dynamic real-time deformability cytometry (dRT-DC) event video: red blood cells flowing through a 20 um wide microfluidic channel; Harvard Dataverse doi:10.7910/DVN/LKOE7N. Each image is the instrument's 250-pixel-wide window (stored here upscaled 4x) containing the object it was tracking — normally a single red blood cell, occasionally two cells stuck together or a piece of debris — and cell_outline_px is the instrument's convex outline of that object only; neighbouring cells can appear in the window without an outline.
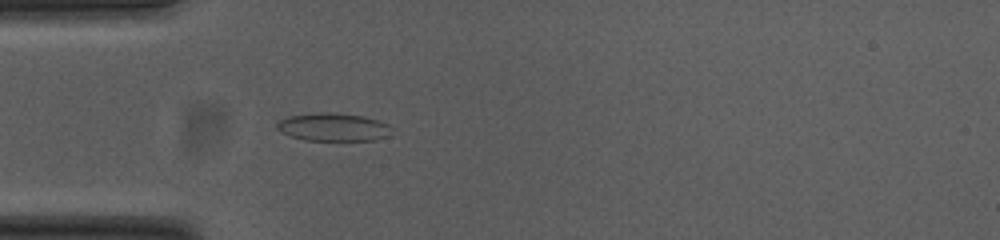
{"species": "common noctule bat (a hibernating species)", "species_latin": "Nyctalus noctula", "temperature_condition": "cold", "stored_images_in_passage": 39, "camera_frame_rate_fps": 3000, "um_per_image_px": 0.085, "animal": {"sex": "female", "body_mass_g": 23.0, "forearm_length_mm": 53.4}, "frame": {"image": 1, "passage_image": 1, "time_ms": 0.0, "image_size_px": [1000, 240], "cell_outline_px": [[388, 136], [376, 140], [304, 140], [292, 136], [276, 128], [276, 124], [280, 120], [288, 116], [320, 112], [328, 112], [364, 116], [388, 124]], "centroid_in_image_um": [28.3, 10.8], "position_along_channel_um": 56.7, "area_um2": 18.38}}
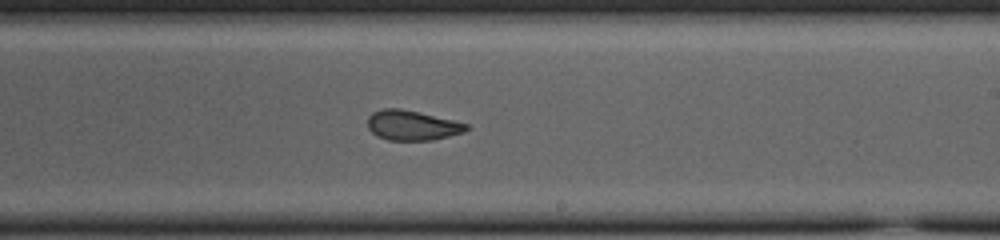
{"frame": {"image": 2, "passage_image": 17, "time_ms": 5.333, "image_size_px": [1000, 240], "cell_outline_px": [[468, 128], [464, 132], [432, 140], [388, 140], [376, 136], [368, 128], [368, 116], [372, 112], [384, 108], [400, 108], [452, 120], [468, 124]], "centroid_in_image_um": [34.99, 10.65], "position_along_channel_um": 254.0, "area_um2": 17.05}}
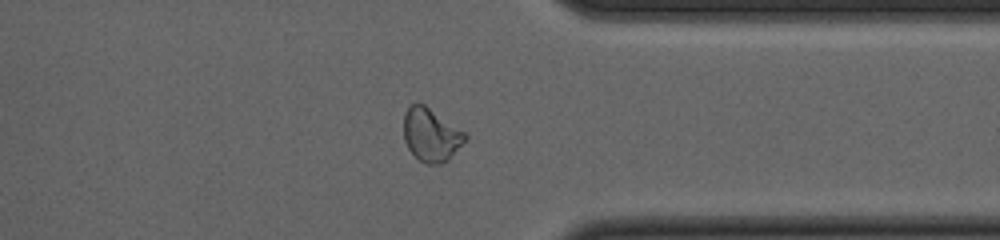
{"frame": {"image": 3, "passage_image": 27, "time_ms": 8.667, "image_size_px": [1000, 240], "cell_outline_px": [[468, 136], [448, 160], [440, 164], [424, 164], [408, 148], [404, 140], [404, 112], [412, 104], [424, 104], [464, 132]], "centroid_in_image_um": [36.61, 11.47], "position_along_channel_um": 374.8, "area_um2": 18.67}, "authors_computed_cell_mechanics": {"area_um2": 18.3804, "velocity_mm_per_s": 3.7724, "shape_relaxation_time_tau1_ms": 10.538, "shape_relaxation_time_tau2_ms": 1.4429, "deformation_change_tau1": 0.2252, "deformation_change_tau2": 0.0748}}